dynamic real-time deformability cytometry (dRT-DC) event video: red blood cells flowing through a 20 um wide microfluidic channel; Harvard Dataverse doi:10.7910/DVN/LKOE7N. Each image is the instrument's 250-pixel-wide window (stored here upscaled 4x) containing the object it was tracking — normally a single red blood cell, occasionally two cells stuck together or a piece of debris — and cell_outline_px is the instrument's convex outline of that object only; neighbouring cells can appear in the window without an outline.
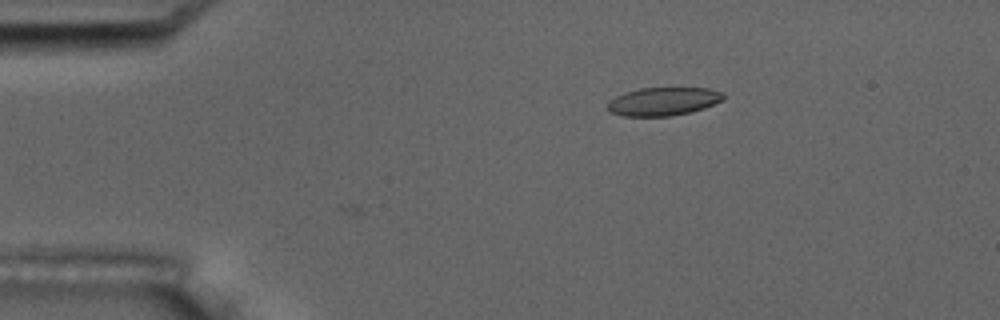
{"species": "common noctule bat (a hibernating species)", "species_latin": "Nyctalus noctula", "temperature_condition": "room temperature", "stored_images_in_passage": 2, "camera_frame_rate_fps": 3000, "um_per_image_px": 0.085, "animal": {"sex": "male", "body_mass_g": 17.5, "forearm_length_mm": 52.3}, "frame": {"image": 1, "passage_image": 1, "time_ms": 0.0, "image_size_px": [1000, 320], "cell_outline_px": [[724, 100], [704, 108], [692, 112], [672, 116], [624, 116], [608, 112], [604, 108], [608, 100], [624, 92], [640, 88], [708, 88], [724, 92]], "centroid_in_image_um": [56.34, 8.63], "position_along_channel_um": 28.7, "area_um2": 19.48}}